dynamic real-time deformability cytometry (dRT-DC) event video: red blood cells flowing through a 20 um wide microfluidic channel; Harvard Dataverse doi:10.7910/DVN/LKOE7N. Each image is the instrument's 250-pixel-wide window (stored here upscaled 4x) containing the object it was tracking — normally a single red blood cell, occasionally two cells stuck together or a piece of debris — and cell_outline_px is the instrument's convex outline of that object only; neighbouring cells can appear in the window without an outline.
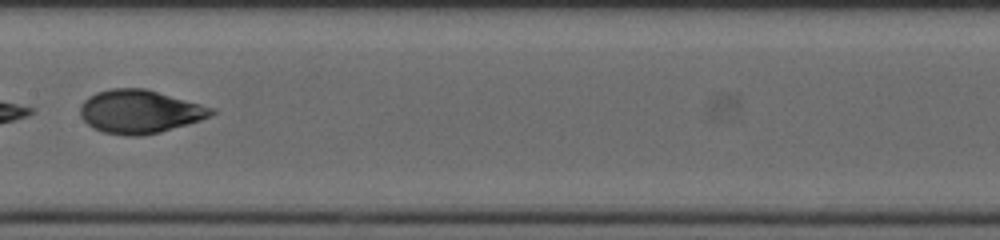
{"species": "human", "species_latin": "Homo sapiens", "temperature_condition": "cold", "stored_images_in_passage": 44, "segment_of_instrument_passage": [2, 2], "camera_frame_rate_fps": 3000, "um_per_image_px": 0.085, "donor": {"sex": "female"}, "frame": {"image": 1, "passage_image": 24, "time_ms": 7.667, "image_size_px": [1000, 240], "cell_outline_px": [[220, 112], [212, 116], [188, 124], [160, 132], [140, 136], [128, 136], [104, 132], [92, 128], [80, 116], [80, 104], [88, 96], [96, 92], [112, 88], [144, 88], [216, 108]], "centroid_in_image_um": [11.9, 9.48], "position_along_channel_um": 195.5, "area_um2": 33.41}}
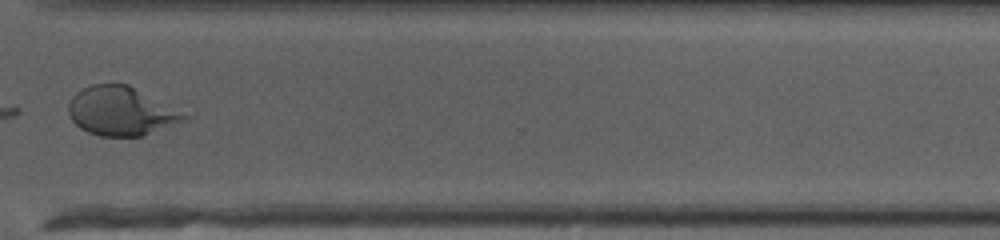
{"frame": {"image": 2, "passage_image": 35, "time_ms": 11.333, "image_size_px": [1000, 240], "cell_outline_px": [[188, 116], [184, 120], [140, 136], [100, 136], [88, 132], [80, 128], [72, 120], [68, 112], [68, 104], [72, 96], [76, 92], [92, 84], [128, 84]], "centroid_in_image_um": [10.2, 9.44], "position_along_channel_um": 360.4, "area_um2": 32.08}}